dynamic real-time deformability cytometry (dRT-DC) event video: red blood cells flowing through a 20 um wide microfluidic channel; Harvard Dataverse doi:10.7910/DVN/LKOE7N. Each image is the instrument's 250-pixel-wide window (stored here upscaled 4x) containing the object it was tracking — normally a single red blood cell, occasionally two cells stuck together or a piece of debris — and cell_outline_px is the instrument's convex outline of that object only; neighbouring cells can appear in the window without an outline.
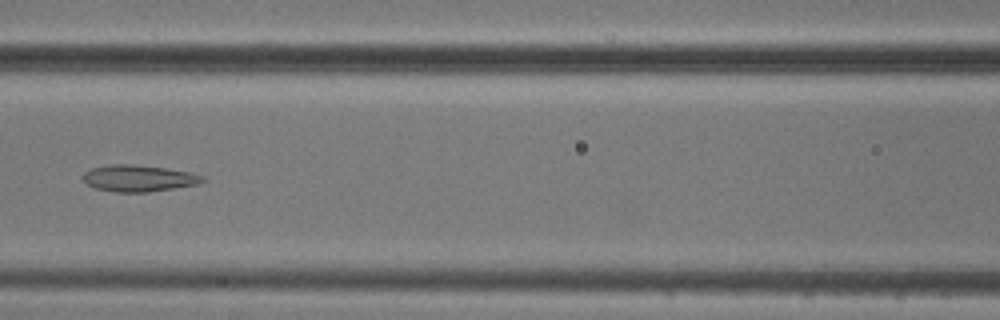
{"species": "common noctule bat (a hibernating species)", "species_latin": "Nyctalus noctula", "temperature_condition": "cold", "stored_images_in_passage": 5, "camera_frame_rate_fps": 3000, "um_per_image_px": 0.085, "animal": {"sex": "male", "body_mass_g": 20.5, "forearm_length_mm": 52.5}, "frame": {"image": 1, "passage_image": 5, "time_ms": 5.667, "image_size_px": [1000, 320], "cell_outline_px": [[208, 180], [200, 184], [148, 192], [116, 192], [96, 188], [88, 184], [84, 180], [84, 172], [92, 168], [112, 164], [128, 164], [164, 168], [188, 172], [204, 176]], "centroid_in_image_um": [11.83, 15.16], "position_along_channel_um": 154.8, "area_um2": 18.32}}